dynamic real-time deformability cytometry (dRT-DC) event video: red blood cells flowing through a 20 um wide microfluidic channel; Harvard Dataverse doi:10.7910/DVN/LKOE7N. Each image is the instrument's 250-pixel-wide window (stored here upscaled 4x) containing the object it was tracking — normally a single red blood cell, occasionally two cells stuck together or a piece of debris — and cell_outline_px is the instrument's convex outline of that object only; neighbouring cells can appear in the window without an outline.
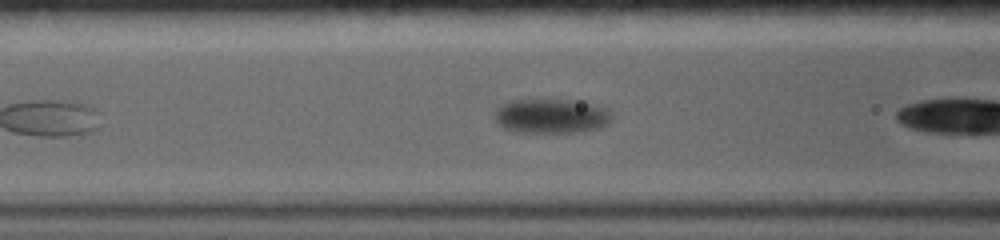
{"species": "common noctule bat (a hibernating species)", "species_latin": "Nyctalus noctula", "temperature_condition": "warm", "stored_images_in_passage": 22, "camera_frame_rate_fps": 5000, "um_per_image_px": 0.085, "animal": {"sex": "female", "body_mass_g": 19.0, "forearm_length_mm": 56.7}, "frame": {"image": 1, "passage_image": 13, "time_ms": 2.8, "image_size_px": [1000, 240], "cell_outline_px": [[608, 124], [600, 128], [572, 132], [516, 132], [504, 128], [496, 124], [496, 108], [512, 100], [568, 100], [588, 104], [604, 108], [608, 112]], "centroid_in_image_um": [46.77, 9.88], "position_along_channel_um": 119.8, "area_um2": 22.89}}